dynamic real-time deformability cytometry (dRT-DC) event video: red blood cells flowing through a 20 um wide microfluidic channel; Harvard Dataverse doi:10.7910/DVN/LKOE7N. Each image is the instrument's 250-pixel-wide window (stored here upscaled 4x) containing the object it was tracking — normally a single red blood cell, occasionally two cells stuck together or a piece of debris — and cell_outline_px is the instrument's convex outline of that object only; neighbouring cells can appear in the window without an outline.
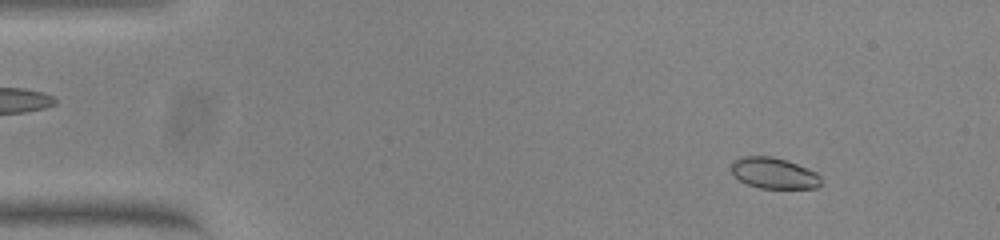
{"species": "common noctule bat (a hibernating species)", "species_latin": "Nyctalus noctula", "temperature_condition": "warm", "stored_images_in_passage": 54, "camera_frame_rate_fps": 3000, "um_per_image_px": 0.085, "animal": {"sex": "female", "body_mass_g": 23.0, "forearm_length_mm": 53.4}, "frame": {"image": 1, "passage_image": 6, "time_ms": 1.667, "image_size_px": [1000, 240], "cell_outline_px": [[820, 184], [816, 188], [760, 188], [748, 184], [740, 180], [732, 172], [732, 160], [740, 156], [772, 156], [788, 160], [816, 172], [820, 176]], "centroid_in_image_um": [65.77, 14.7], "position_along_channel_um": 19.2, "area_um2": 16.18}}
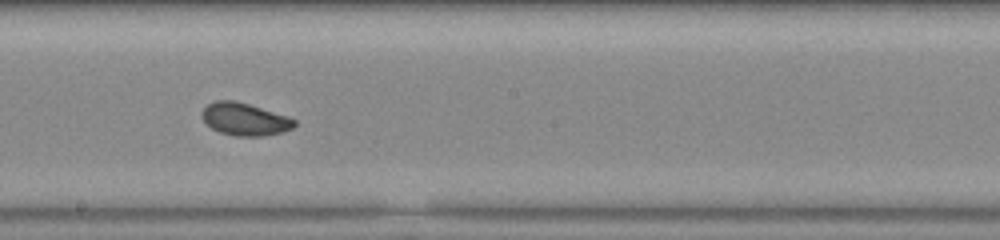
{"frame": {"image": 2, "passage_image": 30, "time_ms": 9.667, "image_size_px": [1000, 240], "cell_outline_px": [[296, 124], [292, 128], [284, 132], [264, 136], [236, 136], [220, 132], [212, 128], [200, 116], [200, 112], [208, 104], [216, 100], [232, 100], [248, 104], [288, 116], [296, 120]], "centroid_in_image_um": [20.81, 10.14], "position_along_channel_um": 227.4, "area_um2": 17.51}}
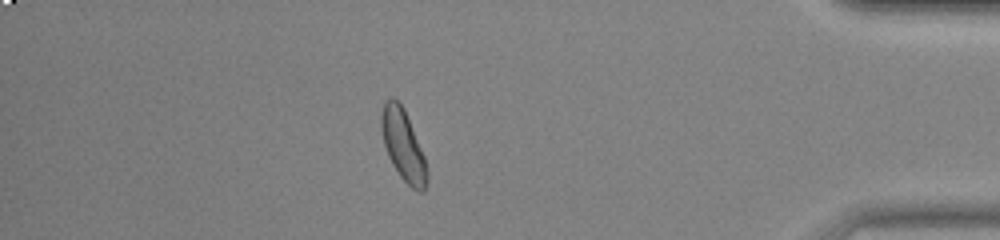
{"frame": {"image": 3, "passage_image": 47, "time_ms": 15.333, "image_size_px": [1000, 240], "cell_outline_px": [[428, 180], [424, 192], [420, 192], [412, 188], [400, 176], [392, 164], [388, 156], [384, 144], [380, 128], [380, 116], [384, 100], [392, 96], [404, 108], [424, 156], [428, 172]], "centroid_in_image_um": [34.25, 12.34], "position_along_channel_um": 400.9, "area_um2": 18.96}, "authors_computed_cell_mechanics": {"area_um2": 17.3978, "velocity_mm_per_s": 3.7985, "shape_relaxation_time_tau1_ms": 4.2358, "shape_relaxation_time_tau2_ms": null, "deformation_change_tau1": 0.109, "deformation_change_tau2": null}}